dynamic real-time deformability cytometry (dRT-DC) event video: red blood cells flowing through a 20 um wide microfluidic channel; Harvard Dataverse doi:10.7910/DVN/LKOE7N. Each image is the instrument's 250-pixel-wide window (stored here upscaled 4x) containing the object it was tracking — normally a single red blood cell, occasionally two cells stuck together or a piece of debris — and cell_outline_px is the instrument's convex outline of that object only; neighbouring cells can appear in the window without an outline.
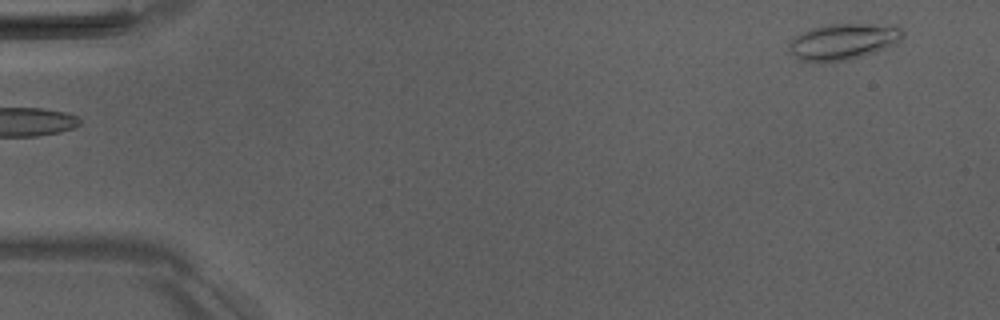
{"species": "Egyptian fruit bat (a non-hibernating species)", "species_latin": "Rousettus aegyptiacus", "temperature_condition": "room temperature", "stored_images_in_passage": 4, "camera_frame_rate_fps": 3000, "um_per_image_px": 0.085, "animal": {"sex": "male"}, "frame": {"image": 1, "passage_image": 4, "time_ms": 4.0, "image_size_px": [1000, 320], "cell_outline_px": [[904, 36], [896, 44], [848, 60], [800, 60], [788, 52], [788, 44], [796, 36], [812, 28], [828, 24], [896, 24], [904, 32]], "centroid_in_image_um": [71.71, 3.5], "position_along_channel_um": 13.3, "area_um2": 23.58}}